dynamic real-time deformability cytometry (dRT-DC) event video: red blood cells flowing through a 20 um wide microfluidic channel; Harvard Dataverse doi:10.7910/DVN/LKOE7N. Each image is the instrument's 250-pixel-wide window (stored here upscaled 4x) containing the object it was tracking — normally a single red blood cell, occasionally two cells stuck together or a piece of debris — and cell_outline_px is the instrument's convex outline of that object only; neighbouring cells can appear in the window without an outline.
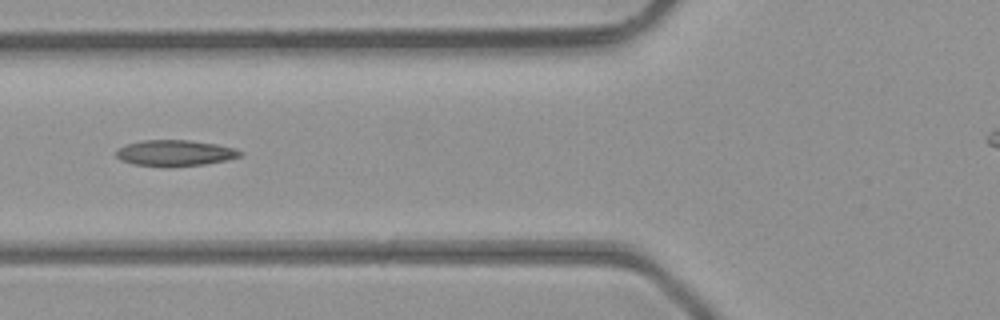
{"species": "common noctule bat (a hibernating species)", "species_latin": "Nyctalus noctula", "temperature_condition": "room temperature", "stored_images_in_passage": 11, "camera_frame_rate_fps": 3000, "um_per_image_px": 0.085, "animal": {"sex": "male", "body_mass_g": 23.1, "forearm_length_mm": 52.7}, "frame": {"image": 1, "passage_image": 4, "time_ms": 1.0, "image_size_px": [1000, 320], "cell_outline_px": [[244, 152], [240, 156], [224, 160], [204, 164], [164, 168], [132, 164], [120, 160], [116, 156], [116, 148], [128, 144], [144, 140], [188, 140], [216, 144], [236, 148]], "centroid_in_image_um": [14.84, 13.02], "position_along_channel_um": 111.0, "area_um2": 19.02}}